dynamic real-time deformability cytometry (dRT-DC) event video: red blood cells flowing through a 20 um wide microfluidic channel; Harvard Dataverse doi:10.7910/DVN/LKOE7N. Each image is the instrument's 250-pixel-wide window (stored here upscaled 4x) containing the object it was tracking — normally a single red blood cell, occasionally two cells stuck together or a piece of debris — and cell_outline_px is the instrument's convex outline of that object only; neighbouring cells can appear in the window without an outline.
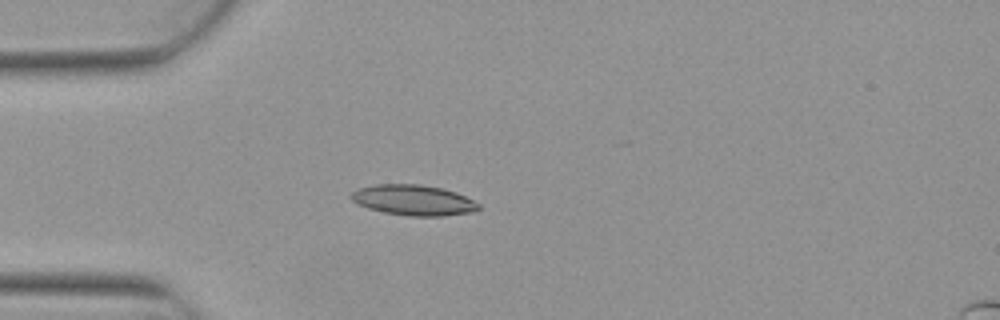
{"species": "Egyptian fruit bat (a non-hibernating species)", "species_latin": "Rousettus aegyptiacus", "temperature_condition": "warm", "stored_images_in_passage": 4, "camera_frame_rate_fps": 3000, "um_per_image_px": 0.085, "animal": {"sex": "female"}, "frame": {"image": 1, "passage_image": 3, "time_ms": 0.667, "image_size_px": [1000, 320], "cell_outline_px": [[480, 208], [476, 212], [440, 216], [408, 216], [384, 212], [368, 208], [356, 204], [348, 196], [352, 192], [360, 188], [376, 184], [420, 184], [440, 188], [456, 192], [480, 204]], "centroid_in_image_um": [35.14, 17.02], "position_along_channel_um": 49.9, "area_um2": 22.72}}